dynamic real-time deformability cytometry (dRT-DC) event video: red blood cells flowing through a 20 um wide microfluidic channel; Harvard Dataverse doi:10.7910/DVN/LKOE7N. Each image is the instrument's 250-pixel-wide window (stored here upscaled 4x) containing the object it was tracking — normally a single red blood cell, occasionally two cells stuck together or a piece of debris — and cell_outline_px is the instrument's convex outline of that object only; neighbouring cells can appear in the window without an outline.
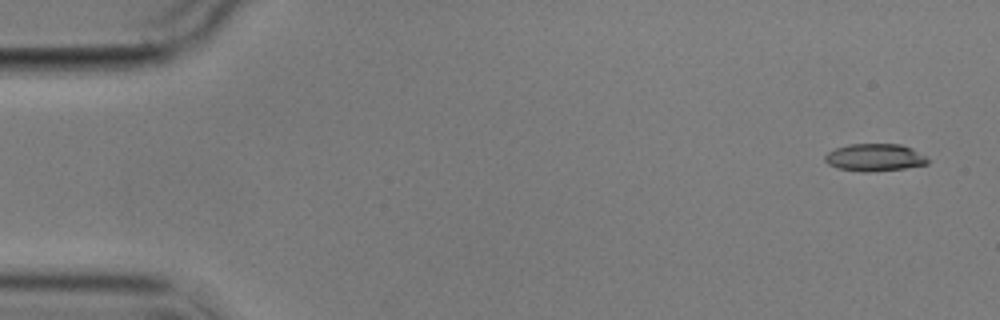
{"species": "common noctule bat (a hibernating species)", "species_latin": "Nyctalus noctula", "temperature_condition": "cold", "stored_images_in_passage": 5, "camera_frame_rate_fps": 3000, "um_per_image_px": 0.085, "animal": {"sex": "male", "body_mass_g": 17.9}, "frame": {"image": 1, "passage_image": 1, "time_ms": 0.0, "image_size_px": [1000, 320], "cell_outline_px": [[928, 164], [904, 168], [864, 172], [836, 168], [828, 164], [824, 160], [824, 156], [828, 152], [836, 148], [848, 144], [900, 144], [912, 148], [924, 156], [928, 160]], "centroid_in_image_um": [74.31, 13.38], "position_along_channel_um": 10.7, "area_um2": 16.3}}
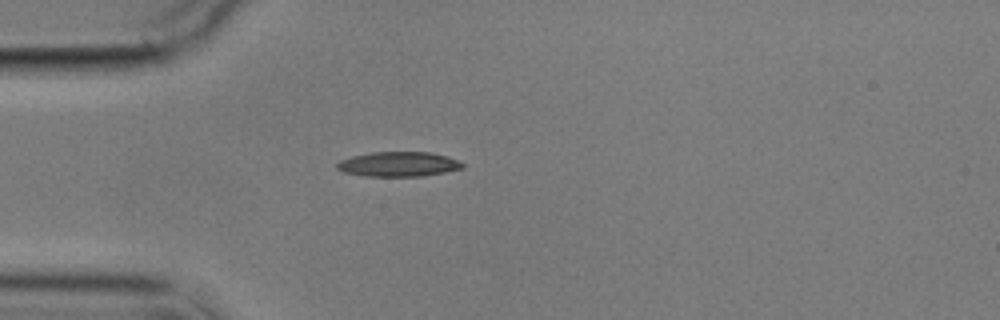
{"frame": {"image": 2, "passage_image": 5, "time_ms": 4.333, "image_size_px": [1000, 320], "cell_outline_px": [[464, 168], [444, 172], [420, 176], [364, 176], [344, 172], [336, 168], [336, 164], [340, 160], [352, 156], [372, 152], [432, 152], [448, 156], [464, 164]], "centroid_in_image_um": [33.86, 13.95], "position_along_channel_um": 51.1, "area_um2": 18.09}}